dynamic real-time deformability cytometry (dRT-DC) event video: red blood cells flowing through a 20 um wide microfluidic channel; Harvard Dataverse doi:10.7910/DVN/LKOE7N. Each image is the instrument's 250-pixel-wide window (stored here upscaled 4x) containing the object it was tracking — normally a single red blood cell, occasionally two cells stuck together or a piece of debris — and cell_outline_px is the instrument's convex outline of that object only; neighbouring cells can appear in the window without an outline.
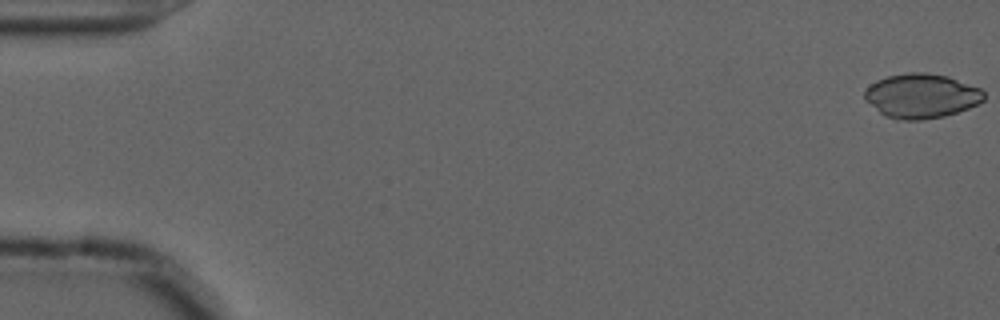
{"species": "common noctule bat (a hibernating species)", "species_latin": "Nyctalus noctula", "temperature_condition": "cold", "stored_images_in_passage": 56, "camera_frame_rate_fps": 3000, "um_per_image_px": 0.085, "animal": {"sex": "male", "forearm_length_mm": 52.5}, "frame": {"image": 1, "passage_image": 1, "time_ms": 0.0, "image_size_px": [1000, 320], "cell_outline_px": [[984, 100], [968, 108], [944, 116], [924, 120], [896, 120], [884, 116], [864, 100], [864, 92], [876, 80], [888, 76], [908, 72], [924, 72], [948, 76], [980, 88], [984, 92]], "centroid_in_image_um": [78.29, 8.16], "position_along_channel_um": 6.7, "area_um2": 30.98}}